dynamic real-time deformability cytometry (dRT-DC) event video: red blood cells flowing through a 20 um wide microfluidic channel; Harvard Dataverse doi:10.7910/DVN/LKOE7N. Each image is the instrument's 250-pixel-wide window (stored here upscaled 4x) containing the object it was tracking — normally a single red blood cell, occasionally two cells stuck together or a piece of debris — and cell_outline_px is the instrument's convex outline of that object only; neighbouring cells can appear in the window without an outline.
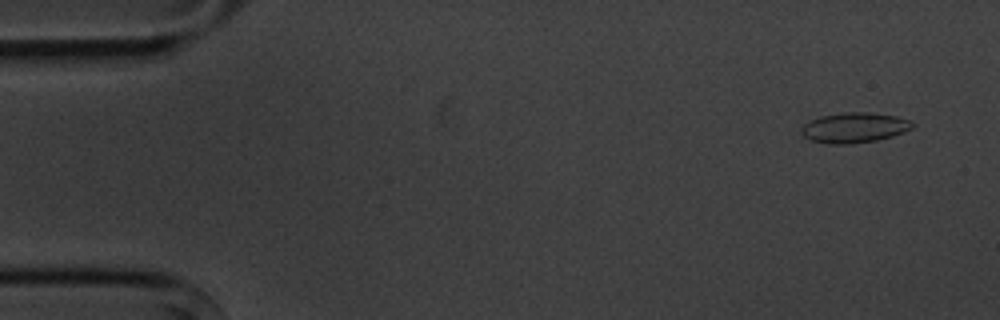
{"species": "common noctule bat (a hibernating species)", "species_latin": "Nyctalus noctula", "temperature_condition": "cold", "stored_images_in_passage": 7, "camera_frame_rate_fps": 3000, "um_per_image_px": 0.085, "animal": {"sex": "male", "body_mass_g": 20.1, "forearm_length_mm": 53.5}, "frame": {"image": 1, "passage_image": 1, "time_ms": 0.0, "image_size_px": [1000, 320], "cell_outline_px": [[916, 124], [912, 128], [904, 132], [892, 136], [876, 140], [852, 144], [828, 144], [812, 140], [804, 136], [800, 132], [800, 128], [804, 124], [820, 116], [848, 112], [868, 112], [896, 116], [912, 120]], "centroid_in_image_um": [72.64, 10.85], "position_along_channel_um": 12.4, "area_um2": 19.59}}
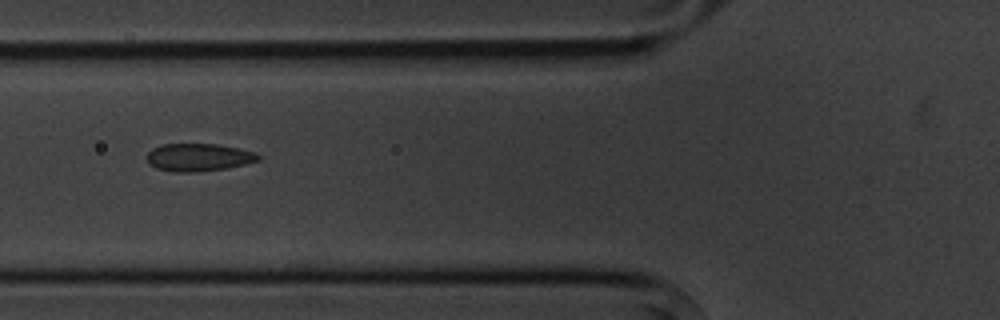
{"frame": {"image": 2, "passage_image": 6, "time_ms": 5.667, "image_size_px": [1000, 320], "cell_outline_px": [[260, 160], [244, 164], [224, 168], [196, 172], [172, 172], [156, 168], [148, 164], [148, 152], [152, 148], [160, 144], [216, 144], [256, 152], [260, 156]], "centroid_in_image_um": [16.84, 13.37], "position_along_channel_um": 109.0, "area_um2": 17.92}}
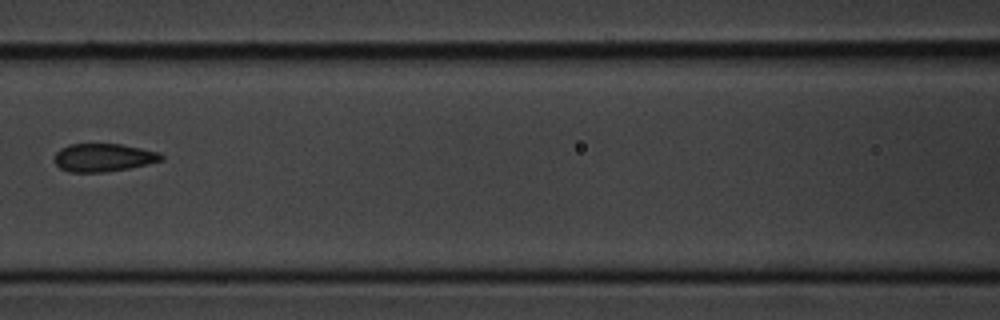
{"frame": {"image": 3, "passage_image": 7, "time_ms": 7.0, "image_size_px": [1000, 320], "cell_outline_px": [[164, 160], [148, 164], [128, 168], [104, 172], [68, 172], [60, 168], [56, 164], [56, 152], [60, 148], [68, 144], [120, 144], [160, 152], [164, 156]], "centroid_in_image_um": [8.81, 13.39], "position_along_channel_um": 157.8, "area_um2": 17.46}}